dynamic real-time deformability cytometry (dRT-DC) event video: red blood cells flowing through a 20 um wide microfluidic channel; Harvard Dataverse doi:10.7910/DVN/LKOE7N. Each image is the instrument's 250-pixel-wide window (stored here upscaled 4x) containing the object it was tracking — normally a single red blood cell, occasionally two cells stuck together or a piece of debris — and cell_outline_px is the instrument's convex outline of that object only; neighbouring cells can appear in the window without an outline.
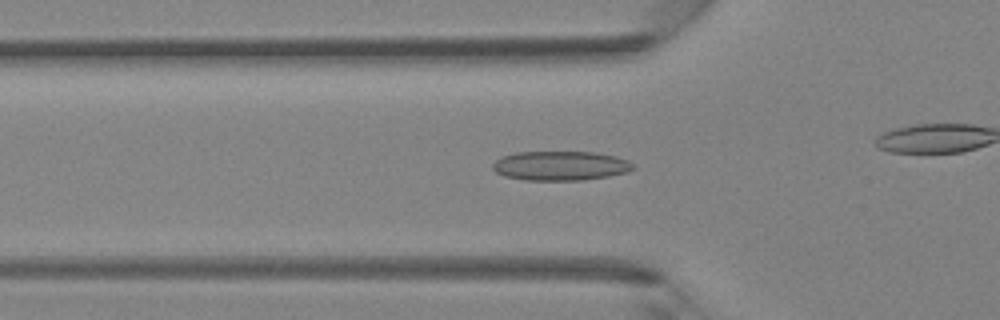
{"species": "Egyptian fruit bat (a non-hibernating species)", "species_latin": "Rousettus aegyptiacus", "temperature_condition": "room temperature", "stored_images_in_passage": 34, "camera_frame_rate_fps": 3000, "um_per_image_px": 0.085, "animal": {"sex": "female"}, "frame": {"image": 1, "passage_image": 13, "time_ms": 4.0, "image_size_px": [1000, 320], "cell_outline_px": [[636, 168], [628, 172], [608, 176], [584, 180], [524, 180], [504, 176], [496, 172], [492, 168], [492, 164], [500, 156], [516, 152], [596, 152], [616, 156], [628, 160]], "centroid_in_image_um": [47.63, 14.09], "position_along_channel_um": 78.2, "area_um2": 24.22}}
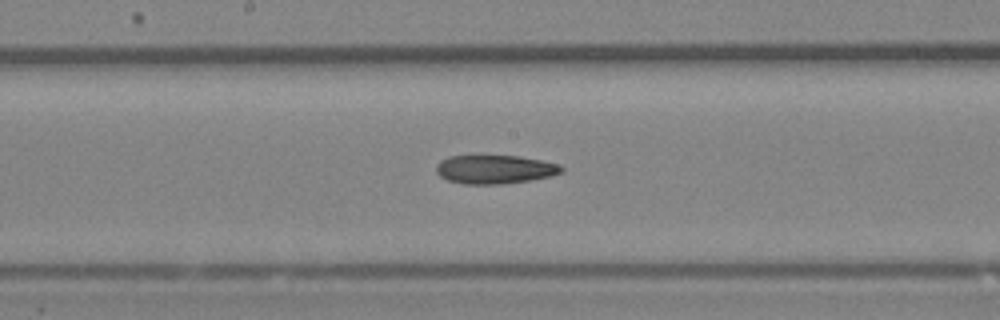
{"frame": {"image": 2, "passage_image": 21, "time_ms": 6.667, "image_size_px": [1000, 320], "cell_outline_px": [[564, 172], [552, 176], [532, 180], [504, 184], [464, 184], [448, 180], [440, 176], [436, 172], [436, 164], [440, 160], [448, 156], [520, 156], [560, 164], [564, 168]], "centroid_in_image_um": [42.08, 14.4], "position_along_channel_um": 206.1, "area_um2": 21.15}}
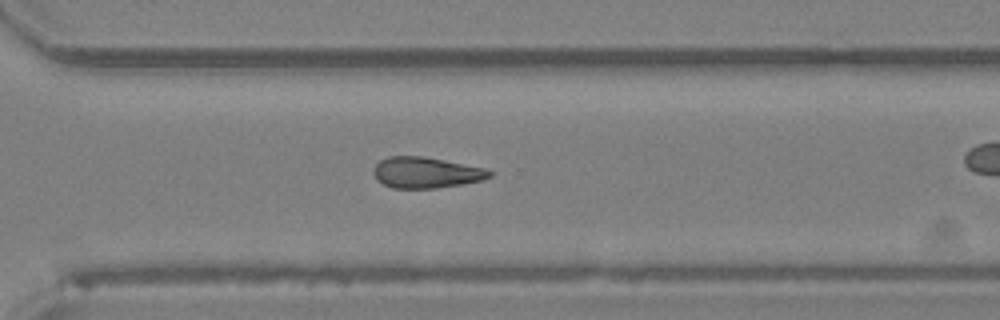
{"frame": {"image": 3, "passage_image": 29, "time_ms": 9.333, "image_size_px": [1000, 320], "cell_outline_px": [[492, 176], [484, 180], [436, 188], [392, 188], [376, 180], [372, 172], [372, 168], [380, 160], [388, 156], [424, 156], [488, 168], [492, 172]], "centroid_in_image_um": [36.21, 14.66], "position_along_channel_um": 334.4, "area_um2": 21.21}}